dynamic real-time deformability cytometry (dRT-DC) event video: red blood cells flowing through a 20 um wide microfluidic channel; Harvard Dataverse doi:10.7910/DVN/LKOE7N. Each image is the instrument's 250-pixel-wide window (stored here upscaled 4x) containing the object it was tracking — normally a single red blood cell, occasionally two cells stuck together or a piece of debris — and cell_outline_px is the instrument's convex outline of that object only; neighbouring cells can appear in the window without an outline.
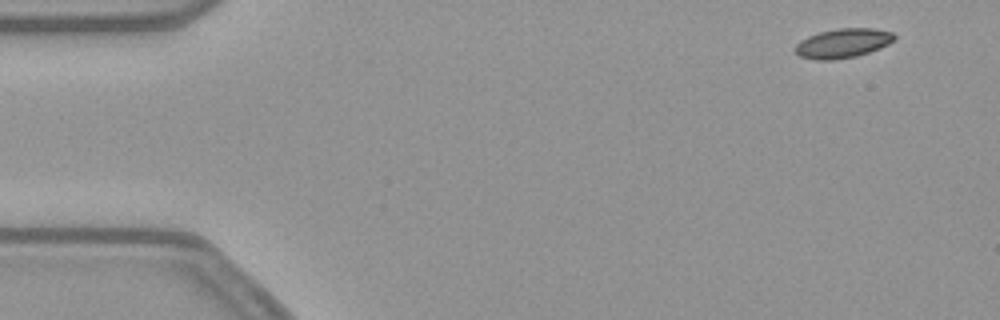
{"species": "common noctule bat (a hibernating species)", "species_latin": "Nyctalus noctula", "temperature_condition": "warm", "stored_images_in_passage": 51, "camera_frame_rate_fps": 3000, "um_per_image_px": 0.085, "animal": {"sex": "female", "body_mass_g": 21.9}, "frame": {"image": 1, "passage_image": 1, "time_ms": 0.0, "image_size_px": [1000, 320], "cell_outline_px": [[896, 40], [880, 48], [856, 56], [832, 60], [816, 60], [800, 56], [792, 48], [800, 40], [808, 36], [820, 32], [840, 28], [872, 28], [892, 32], [896, 36]], "centroid_in_image_um": [71.64, 3.67], "position_along_channel_um": 13.4, "area_um2": 16.99}}
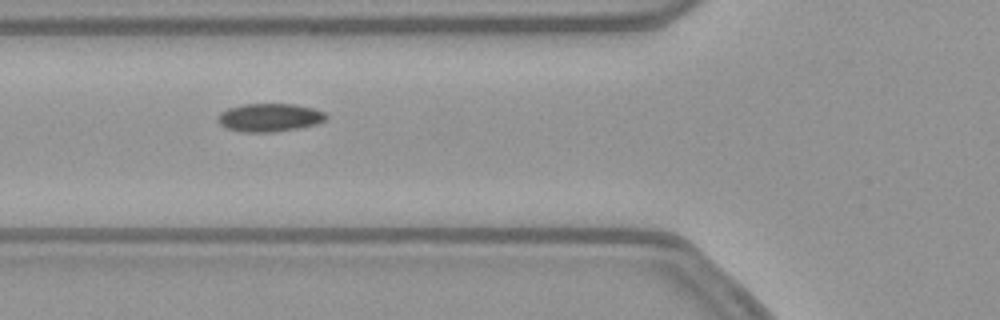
{"frame": {"image": 2, "passage_image": 17, "time_ms": 5.333, "image_size_px": [1000, 320], "cell_outline_px": [[328, 120], [316, 124], [300, 128], [272, 132], [244, 132], [228, 128], [220, 124], [216, 120], [216, 116], [220, 112], [228, 108], [244, 104], [296, 104], [312, 108], [324, 112], [328, 116]], "centroid_in_image_um": [22.92, 9.99], "position_along_channel_um": 102.9, "area_um2": 17.92}}
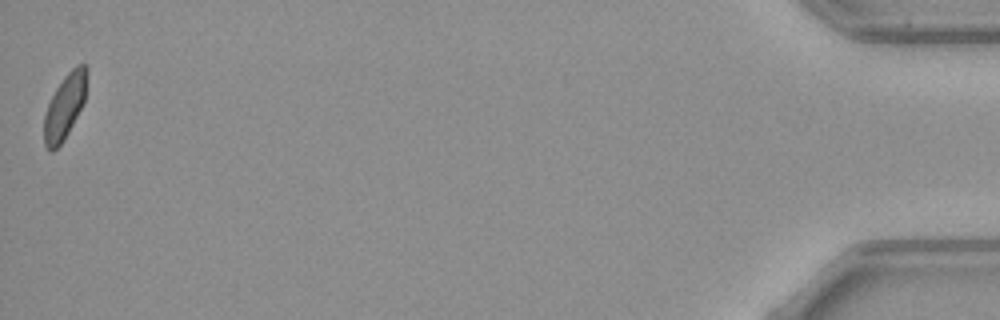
{"frame": {"image": 3, "passage_image": 51, "time_ms": 16.667, "image_size_px": [1000, 320], "cell_outline_px": [[88, 72], [84, 100], [64, 140], [52, 152], [48, 152], [44, 144], [44, 116], [48, 104], [56, 88], [64, 76], [76, 64], [88, 64]], "centroid_in_image_um": [5.5, 9.02], "position_along_channel_um": 429.7, "area_um2": 16.07}, "authors_computed_cell_mechanics": {"area_um2": 17.2244, "velocity_mm_per_s": 3.8024, "shape_relaxation_time_tau1_ms": 4.8269, "shape_relaxation_time_tau2_ms": 10.9078, "deformation_change_tau1": 0.1041, "deformation_change_tau2": 0.1432}}